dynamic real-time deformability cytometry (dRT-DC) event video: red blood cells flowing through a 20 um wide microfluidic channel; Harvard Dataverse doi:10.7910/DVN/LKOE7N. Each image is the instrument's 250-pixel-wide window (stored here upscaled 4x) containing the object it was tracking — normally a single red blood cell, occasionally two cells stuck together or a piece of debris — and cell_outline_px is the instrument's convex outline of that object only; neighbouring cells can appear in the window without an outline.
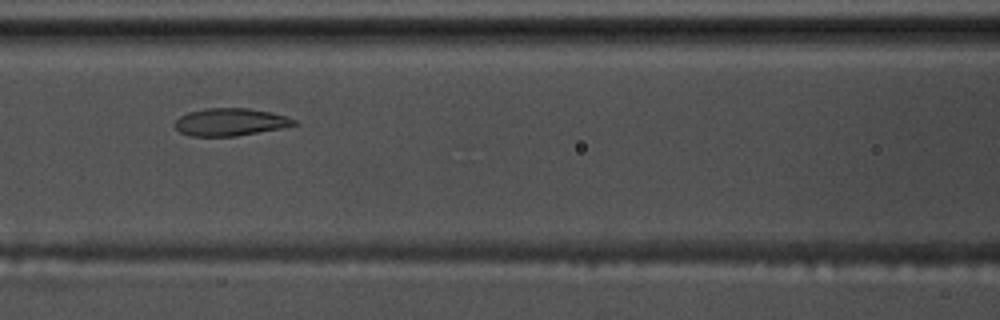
{"species": "common noctule bat (a hibernating species)", "species_latin": "Nyctalus noctula", "temperature_condition": "warm", "stored_images_in_passage": 27, "camera_frame_rate_fps": 3000, "um_per_image_px": 0.085, "animal": {"sex": "male", "body_mass_g": 17.5, "forearm_length_mm": 52.3}, "frame": {"image": 1, "passage_image": 9, "time_ms": 2.667, "image_size_px": [1000, 320], "cell_outline_px": [[296, 124], [284, 128], [236, 136], [192, 136], [180, 132], [172, 124], [180, 116], [188, 112], [204, 108], [248, 108], [268, 112], [284, 116], [296, 120]], "centroid_in_image_um": [19.54, 10.37], "position_along_channel_um": 147.1, "area_um2": 19.07}}
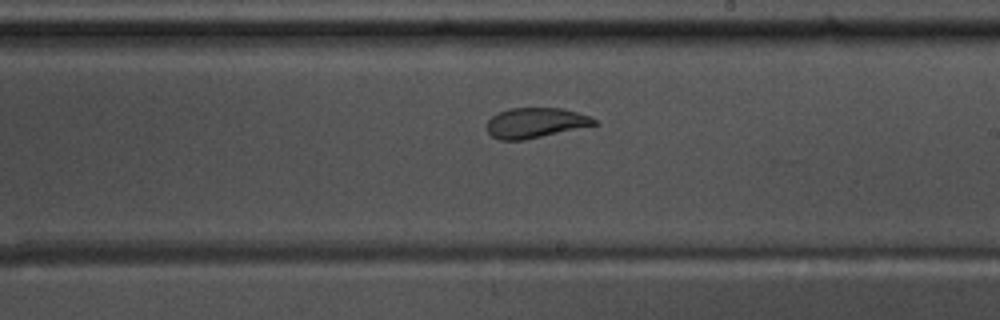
{"frame": {"image": 2, "passage_image": 17, "time_ms": 5.333, "image_size_px": [1000, 320], "cell_outline_px": [[600, 124], [524, 140], [500, 140], [492, 136], [488, 132], [488, 120], [492, 116], [500, 112], [512, 108], [560, 108], [576, 112], [588, 116], [596, 120]], "centroid_in_image_um": [45.53, 10.45], "position_along_channel_um": 243.5, "area_um2": 18.67}}
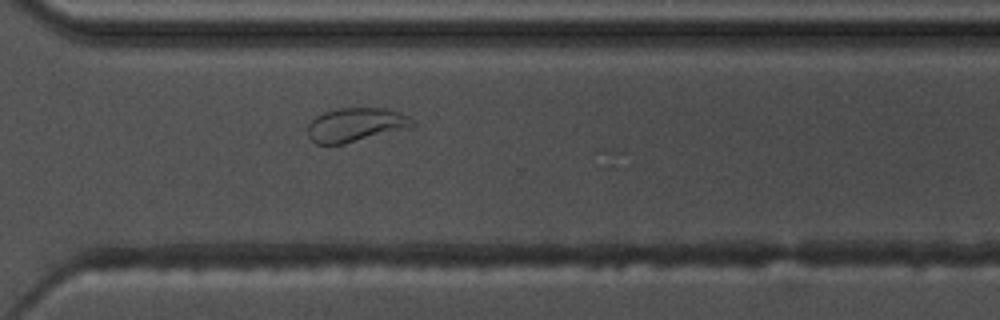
{"frame": {"image": 3, "passage_image": 25, "time_ms": 8.0, "image_size_px": [1000, 320], "cell_outline_px": [[416, 128], [344, 144], [316, 144], [308, 136], [308, 124], [316, 116], [324, 112], [336, 108], [384, 108], [400, 112], [416, 120]], "centroid_in_image_um": [30.34, 10.62], "position_along_channel_um": 340.3, "area_um2": 21.33}}